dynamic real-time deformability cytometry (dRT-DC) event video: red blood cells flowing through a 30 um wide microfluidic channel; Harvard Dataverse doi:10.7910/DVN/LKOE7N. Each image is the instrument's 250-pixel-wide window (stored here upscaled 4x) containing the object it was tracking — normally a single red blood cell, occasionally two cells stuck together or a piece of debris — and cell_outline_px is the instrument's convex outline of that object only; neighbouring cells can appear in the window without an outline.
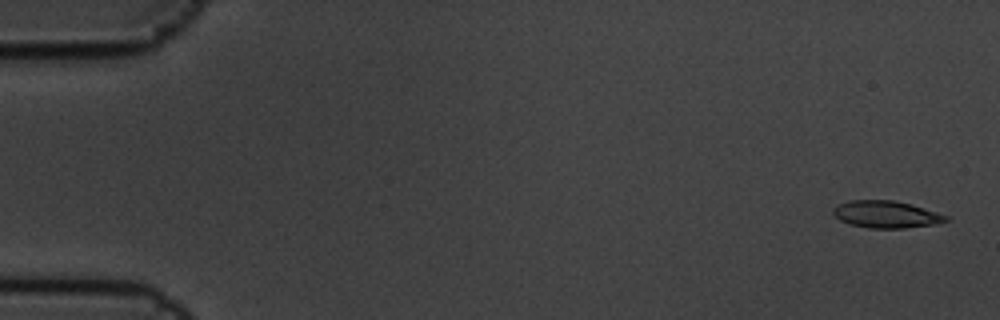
{"species": "common noctule bat (a hibernating species)", "species_latin": "Nyctalus noctula", "temperature_condition": "cold", "stored_images_in_passage": 6, "camera_frame_rate_fps": 3000, "um_per_image_px": 0.085, "animal": {"sex": "male", "body_mass_g": 19.5, "forearm_length_mm": 54.6}, "frame": {"image": 1, "passage_image": 1, "time_ms": 0.0, "image_size_px": [1000, 320], "cell_outline_px": [[948, 220], [932, 224], [904, 228], [868, 228], [848, 224], [840, 220], [832, 212], [832, 208], [848, 200], [892, 200], [912, 204], [948, 216]], "centroid_in_image_um": [75.28, 18.22], "position_along_channel_um": 9.7, "area_um2": 17.69}}